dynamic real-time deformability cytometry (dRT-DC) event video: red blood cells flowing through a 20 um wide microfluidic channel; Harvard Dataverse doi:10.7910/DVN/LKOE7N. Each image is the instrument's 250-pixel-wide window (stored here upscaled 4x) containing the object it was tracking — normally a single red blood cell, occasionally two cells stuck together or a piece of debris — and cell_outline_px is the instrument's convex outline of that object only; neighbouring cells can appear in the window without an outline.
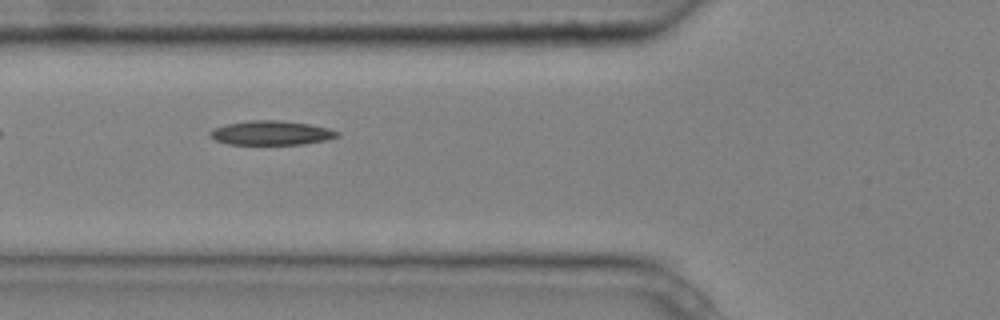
{"species": "common noctule bat (a hibernating species)", "species_latin": "Nyctalus noctula", "temperature_condition": "cold", "stored_images_in_passage": 6, "camera_frame_rate_fps": 3000, "um_per_image_px": 0.085, "animal": {"sex": "male", "body_mass_g": 20.4}, "frame": {"image": 1, "passage_image": 6, "time_ms": 1.667, "image_size_px": [1000, 320], "cell_outline_px": [[340, 136], [328, 140], [304, 144], [228, 144], [216, 140], [208, 136], [208, 132], [212, 128], [228, 124], [252, 120], [280, 120], [308, 124], [328, 128], [340, 132]], "centroid_in_image_um": [23.06, 11.3], "position_along_channel_um": 102.7, "area_um2": 18.03}}